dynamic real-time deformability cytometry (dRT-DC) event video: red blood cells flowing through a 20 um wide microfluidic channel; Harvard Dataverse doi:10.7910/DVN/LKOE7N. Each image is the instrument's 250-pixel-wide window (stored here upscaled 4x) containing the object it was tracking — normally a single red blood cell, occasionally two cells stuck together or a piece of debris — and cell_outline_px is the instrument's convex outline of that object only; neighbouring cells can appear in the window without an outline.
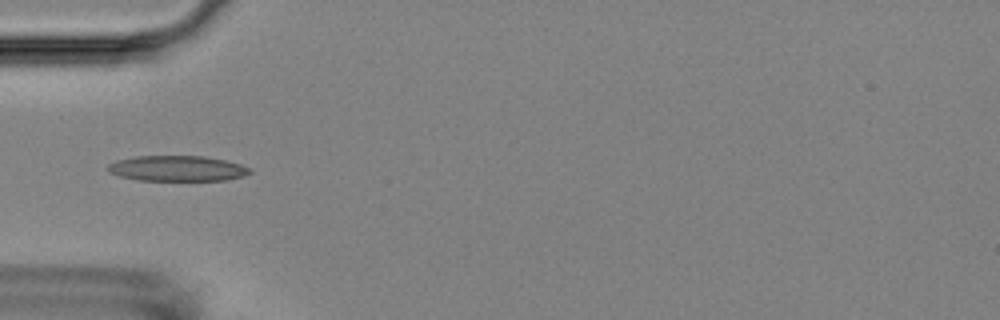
{"species": "Egyptian fruit bat (a non-hibernating species)", "species_latin": "Rousettus aegyptiacus", "temperature_condition": "room temperature", "stored_images_in_passage": 1, "camera_frame_rate_fps": 3000, "um_per_image_px": 0.085, "animal": {"sex": "female"}, "frame": {"image": 1, "passage_image": 1, "time_ms": 0.0, "image_size_px": [1000, 320], "cell_outline_px": [[252, 172], [244, 176], [224, 180], [136, 180], [120, 176], [108, 172], [108, 164], [116, 160], [136, 156], [204, 156], [224, 160], [240, 164], [248, 168]], "centroid_in_image_um": [15.03, 14.31], "position_along_channel_um": 70.0, "area_um2": 20.98}}